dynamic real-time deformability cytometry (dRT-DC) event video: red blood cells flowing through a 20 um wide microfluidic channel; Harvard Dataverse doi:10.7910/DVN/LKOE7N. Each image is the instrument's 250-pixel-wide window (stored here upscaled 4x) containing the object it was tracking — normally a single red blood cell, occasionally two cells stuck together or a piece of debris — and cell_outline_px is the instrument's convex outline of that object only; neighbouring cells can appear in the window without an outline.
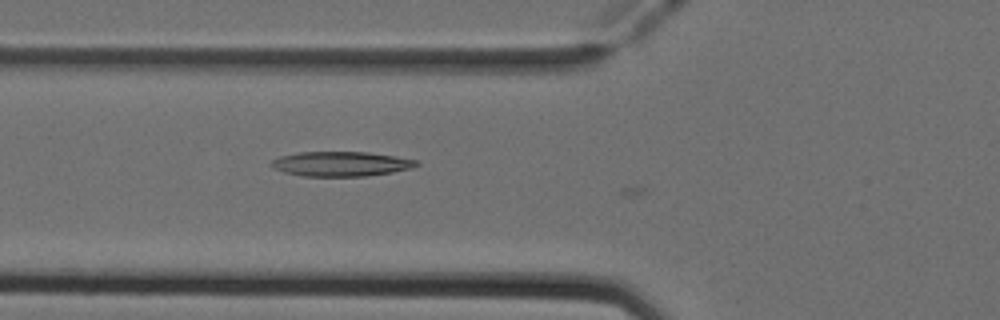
{"species": "Egyptian fruit bat (a non-hibernating species)", "species_latin": "Rousettus aegyptiacus", "temperature_condition": "cold", "stored_images_in_passage": 3, "camera_frame_rate_fps": 3000, "um_per_image_px": 0.085, "animal": {"sex": "female"}, "frame": {"image": 1, "passage_image": 2, "time_ms": 0.333, "image_size_px": [1000, 320], "cell_outline_px": [[420, 164], [412, 168], [392, 172], [364, 176], [304, 176], [284, 172], [272, 168], [268, 164], [272, 160], [280, 156], [300, 152], [368, 152], [396, 156], [416, 160]], "centroid_in_image_um": [28.96, 13.93], "position_along_channel_um": 96.8, "area_um2": 20.92}}